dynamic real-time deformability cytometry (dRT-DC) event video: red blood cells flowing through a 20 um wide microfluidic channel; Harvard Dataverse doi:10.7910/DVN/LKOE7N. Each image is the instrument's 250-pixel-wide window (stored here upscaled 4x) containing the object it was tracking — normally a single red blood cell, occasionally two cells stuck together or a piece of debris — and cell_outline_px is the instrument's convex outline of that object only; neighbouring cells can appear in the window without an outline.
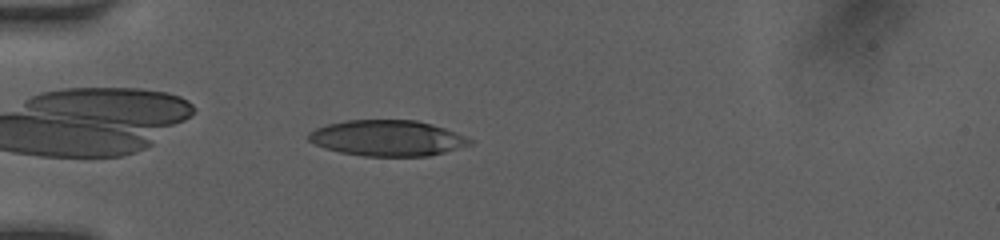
{"species": "human", "species_latin": "Homo sapiens", "temperature_condition": "room temperature", "stored_images_in_passage": 37, "camera_frame_rate_fps": 3000, "um_per_image_px": 0.085, "donor": {"sex": "female"}, "frame": {"image": 1, "passage_image": 2, "time_ms": 0.333, "image_size_px": [1000, 240], "cell_outline_px": [[476, 140], [472, 144], [444, 152], [428, 156], [364, 156], [340, 152], [324, 148], [308, 140], [308, 132], [316, 128], [328, 124], [344, 120], [416, 120], [432, 124], [468, 136]], "centroid_in_image_um": [32.95, 11.73], "position_along_channel_um": 52.0, "area_um2": 33.81}}
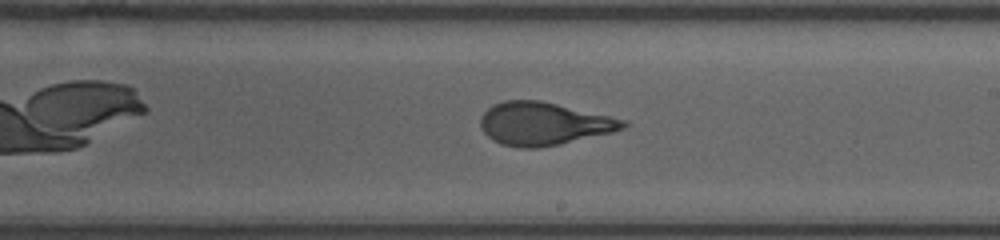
{"frame": {"image": 2, "passage_image": 17, "time_ms": 5.333, "image_size_px": [1000, 240], "cell_outline_px": [[628, 124], [624, 128], [612, 132], [560, 144], [540, 148], [516, 148], [500, 144], [492, 140], [480, 128], [480, 116], [492, 104], [504, 100], [540, 100], [612, 116], [628, 120]], "centroid_in_image_um": [46.19, 10.51], "position_along_channel_um": 242.8, "area_um2": 36.01}}
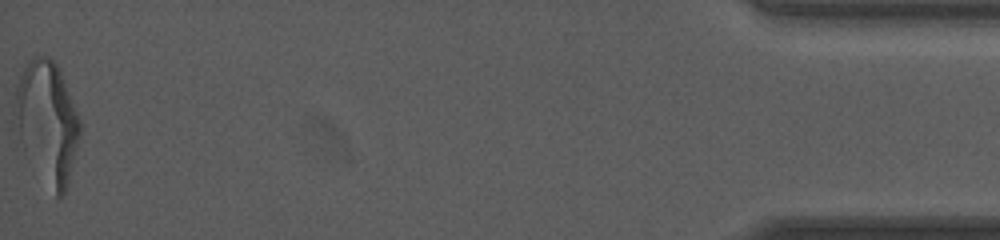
{"frame": {"image": 3, "passage_image": 37, "time_ms": 12.0, "image_size_px": [1000, 240], "cell_outline_px": [[80, 132], [64, 196], [56, 196], [12, 128], [12, 112], [16, 84], [28, 60], [32, 56], [48, 56], [60, 68], [80, 120]], "centroid_in_image_um": [3.96, 10.25], "position_along_channel_um": 431.2, "area_um2": 45.6}, "authors_computed_cell_mechanics": {"area_um2": 35.9516, "velocity_mm_per_s": 4.1525, "shape_relaxation_time_tau1_ms": 4.9137, "shape_relaxation_time_tau2_ms": 0.7096, "deformation_change_tau1": 0.2086, "deformation_change_tau2": 0.0741}}